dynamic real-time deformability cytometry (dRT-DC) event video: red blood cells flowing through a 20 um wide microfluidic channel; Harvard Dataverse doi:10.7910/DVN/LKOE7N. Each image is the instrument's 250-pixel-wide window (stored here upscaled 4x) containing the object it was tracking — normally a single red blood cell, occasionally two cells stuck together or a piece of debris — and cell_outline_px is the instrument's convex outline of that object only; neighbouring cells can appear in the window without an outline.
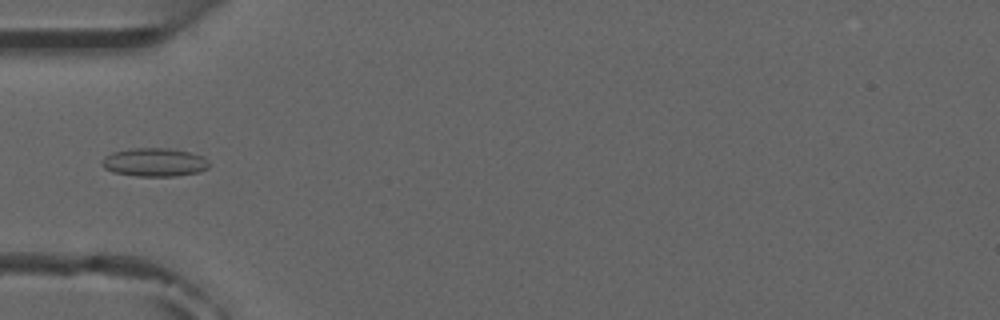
{"species": "common noctule bat (a hibernating species)", "species_latin": "Nyctalus noctula", "temperature_condition": "room temperature", "stored_images_in_passage": 4, "camera_frame_rate_fps": 3000, "um_per_image_px": 0.085, "animal": {"sex": "male", "forearm_length_mm": 52.5}, "frame": {"image": 1, "passage_image": 3, "time_ms": 3.333, "image_size_px": [1000, 320], "cell_outline_px": [[212, 164], [208, 168], [200, 172], [176, 176], [136, 176], [112, 172], [104, 168], [100, 164], [100, 160], [104, 156], [112, 152], [132, 148], [168, 148], [188, 152], [204, 156]], "centroid_in_image_um": [13.12, 13.79], "position_along_channel_um": 71.9, "area_um2": 18.09}}
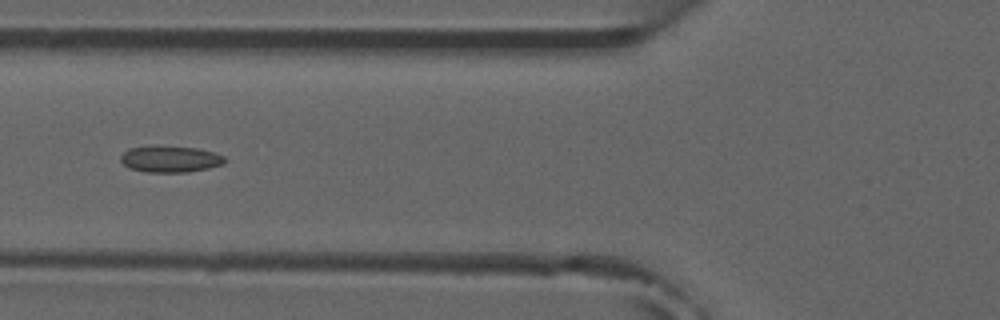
{"frame": {"image": 2, "passage_image": 4, "time_ms": 4.333, "image_size_px": [1000, 320], "cell_outline_px": [[228, 160], [224, 164], [208, 168], [188, 172], [148, 172], [128, 168], [120, 160], [120, 156], [128, 148], [196, 148], [212, 152], [224, 156]], "centroid_in_image_um": [14.5, 13.56], "position_along_channel_um": 111.3, "area_um2": 15.43}}